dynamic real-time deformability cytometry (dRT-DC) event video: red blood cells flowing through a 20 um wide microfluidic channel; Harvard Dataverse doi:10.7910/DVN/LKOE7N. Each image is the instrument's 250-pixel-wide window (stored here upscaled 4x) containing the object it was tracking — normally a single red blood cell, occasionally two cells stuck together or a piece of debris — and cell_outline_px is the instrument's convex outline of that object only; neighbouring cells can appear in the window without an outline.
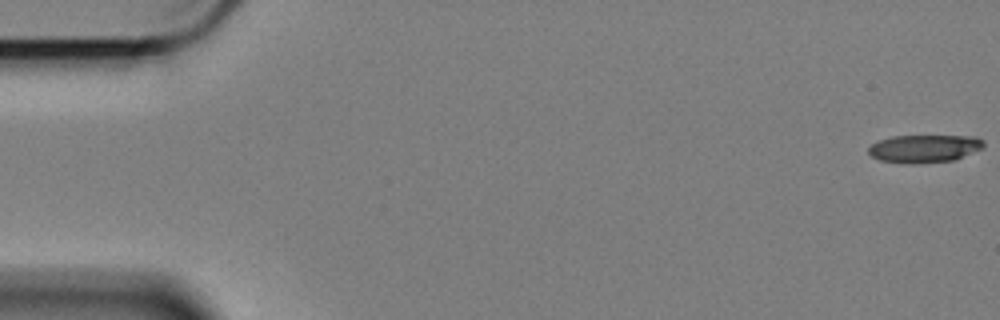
{"species": "Egyptian fruit bat (a non-hibernating species)", "species_latin": "Rousettus aegyptiacus", "temperature_condition": "cold", "stored_images_in_passage": 59, "camera_frame_rate_fps": 3000, "um_per_image_px": 0.085, "animal": {"sex": "female"}, "frame": {"image": 1, "passage_image": 1, "time_ms": 0.0, "image_size_px": [1000, 320], "cell_outline_px": [[984, 148], [956, 160], [912, 164], [908, 164], [880, 160], [872, 156], [868, 152], [868, 148], [872, 144], [880, 140], [892, 136], [976, 136], [984, 140]], "centroid_in_image_um": [78.61, 12.63], "position_along_channel_um": 6.4, "area_um2": 18.84}}
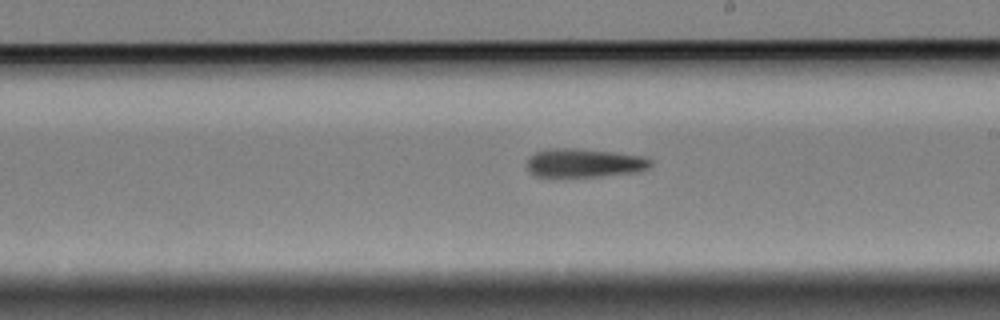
{"frame": {"image": 2, "passage_image": 34, "time_ms": 11.0, "image_size_px": [1000, 320], "cell_outline_px": [[652, 164], [648, 168], [636, 172], [600, 176], [536, 176], [528, 168], [528, 160], [536, 152], [548, 148], [576, 148], [612, 152], [640, 156], [652, 160]], "centroid_in_image_um": [49.68, 13.84], "position_along_channel_um": 239.3, "area_um2": 20.29}}
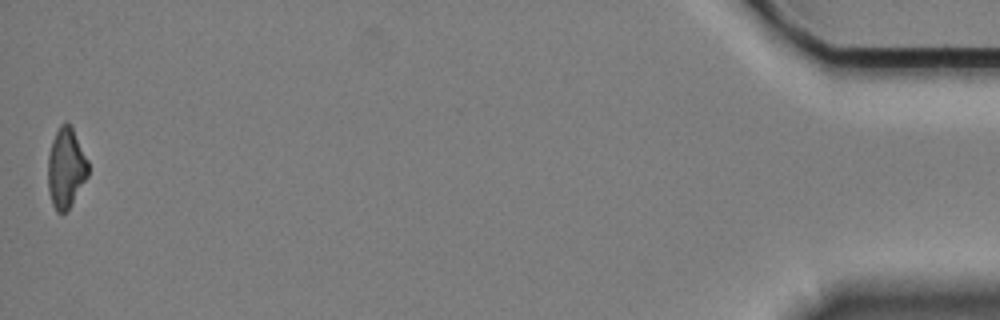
{"frame": {"image": 3, "passage_image": 59, "time_ms": 19.333, "image_size_px": [1000, 320], "cell_outline_px": [[88, 176], [68, 208], [64, 212], [56, 212], [52, 204], [48, 192], [48, 156], [52, 140], [60, 124], [68, 124], [72, 128], [88, 160]], "centroid_in_image_um": [5.59, 14.29], "position_along_channel_um": 429.6, "area_um2": 18.44}, "authors_computed_cell_mechanics": {"area_um2": 20.4034, "velocity_mm_per_s": 3.3875, "shape_relaxation_time_tau1_ms": null, "shape_relaxation_time_tau2_ms": 4.7939, "deformation_change_tau1": null, "deformation_change_tau2": 0.1792}}